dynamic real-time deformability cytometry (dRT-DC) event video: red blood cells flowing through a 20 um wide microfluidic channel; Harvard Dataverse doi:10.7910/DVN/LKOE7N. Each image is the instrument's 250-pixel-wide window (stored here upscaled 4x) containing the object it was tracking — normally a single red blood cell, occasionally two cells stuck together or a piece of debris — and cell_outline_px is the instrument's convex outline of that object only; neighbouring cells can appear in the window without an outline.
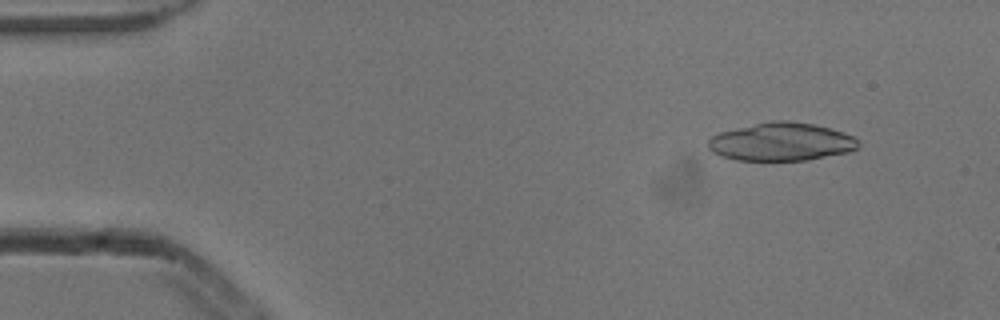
{"species": "common noctule bat (a hibernating species)", "species_latin": "Nyctalus noctula", "temperature_condition": "cold", "stored_images_in_passage": 6, "camera_frame_rate_fps": 3000, "um_per_image_px": 0.085, "animal": {"sex": "male", "body_mass_g": 13.3}, "frame": {"image": 1, "passage_image": 2, "time_ms": 0.333, "image_size_px": [1000, 320], "cell_outline_px": [[860, 144], [856, 148], [848, 152], [808, 160], [736, 160], [720, 156], [712, 152], [708, 148], [708, 140], [712, 136], [720, 132], [772, 120], [788, 120], [812, 124], [844, 132], [852, 136]], "centroid_in_image_um": [66.39, 12.06], "position_along_channel_um": 18.6, "area_um2": 33.18}}